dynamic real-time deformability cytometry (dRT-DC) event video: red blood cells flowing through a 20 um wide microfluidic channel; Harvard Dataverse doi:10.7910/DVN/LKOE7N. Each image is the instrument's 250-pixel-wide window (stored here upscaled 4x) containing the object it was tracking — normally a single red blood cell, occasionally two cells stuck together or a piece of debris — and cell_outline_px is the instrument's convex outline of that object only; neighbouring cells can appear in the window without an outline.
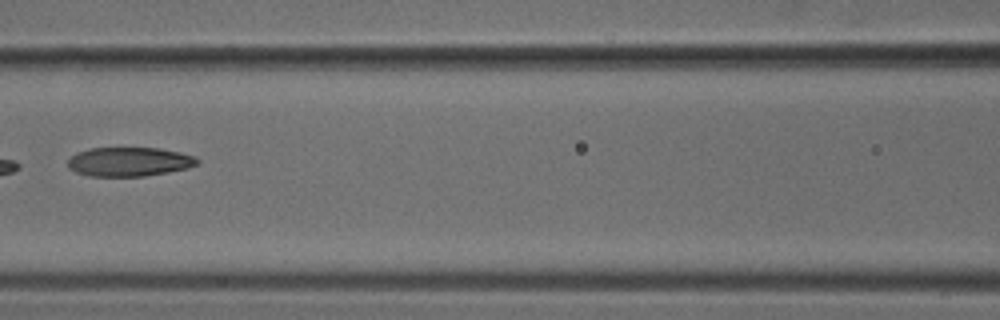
{"species": "common noctule bat (a hibernating species)", "species_latin": "Nyctalus noctula", "temperature_condition": "cold", "stored_images_in_passage": 4, "camera_frame_rate_fps": 3000, "um_per_image_px": 0.085, "animal": {"sex": "male", "body_mass_g": 18.8}, "frame": {"image": 1, "passage_image": 4, "time_ms": 1.0, "image_size_px": [1000, 320], "cell_outline_px": [[200, 160], [196, 164], [188, 168], [168, 172], [144, 176], [88, 176], [76, 172], [68, 168], [68, 160], [76, 152], [88, 148], [156, 148], [180, 152], [196, 156]], "centroid_in_image_um": [10.97, 13.74], "position_along_channel_um": 155.6, "area_um2": 22.02}}